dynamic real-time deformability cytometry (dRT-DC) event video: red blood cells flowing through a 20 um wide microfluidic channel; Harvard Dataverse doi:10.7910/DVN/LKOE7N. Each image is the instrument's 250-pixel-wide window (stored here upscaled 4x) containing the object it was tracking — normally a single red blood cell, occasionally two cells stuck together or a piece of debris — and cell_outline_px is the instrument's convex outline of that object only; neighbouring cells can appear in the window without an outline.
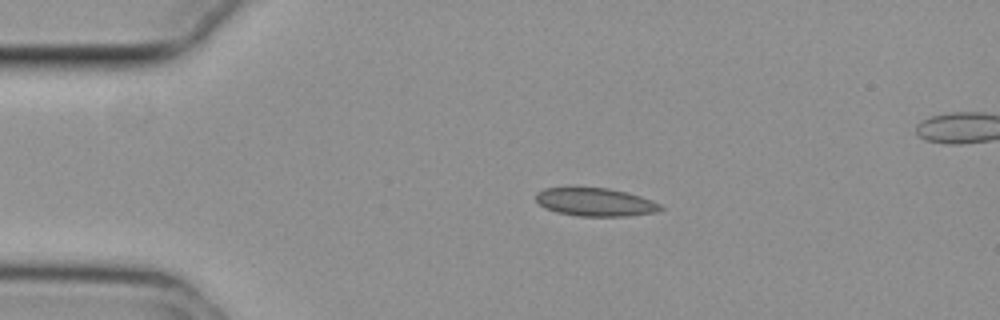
{"species": "common noctule bat (a hibernating species)", "species_latin": "Nyctalus noctula", "temperature_condition": "cold", "stored_images_in_passage": 6, "camera_frame_rate_fps": 3000, "um_per_image_px": 0.085, "animal": {"sex": "female", "body_mass_g": 29.2, "forearm_length_mm": 56.3}, "frame": {"image": 1, "passage_image": 1, "time_ms": 0.0, "image_size_px": [1000, 320], "cell_outline_px": [[664, 208], [656, 212], [628, 216], [576, 216], [556, 212], [544, 208], [536, 200], [536, 192], [544, 188], [608, 188], [640, 196], [652, 200], [660, 204]], "centroid_in_image_um": [50.59, 17.19], "position_along_channel_um": 34.4, "area_um2": 20.4}}